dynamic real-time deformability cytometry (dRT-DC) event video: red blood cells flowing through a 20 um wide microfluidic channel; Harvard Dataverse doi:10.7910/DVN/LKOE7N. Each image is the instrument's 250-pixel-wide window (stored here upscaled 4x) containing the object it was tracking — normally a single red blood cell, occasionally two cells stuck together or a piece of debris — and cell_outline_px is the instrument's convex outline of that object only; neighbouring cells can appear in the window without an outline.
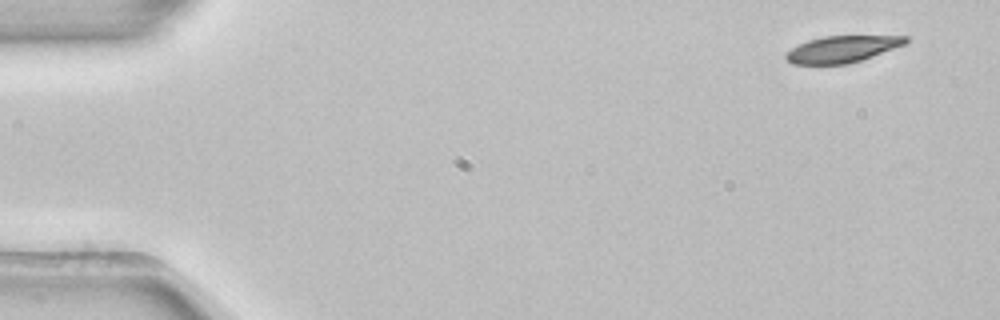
{"species": "common noctule bat (a hibernating species)", "species_latin": "Nyctalus noctula", "temperature_condition": "room temperature", "stored_images_in_passage": 51, "camera_frame_rate_fps": 3000, "um_per_image_px": 0.085, "animal": {"sex": "female", "body_mass_g": 22.7, "forearm_length_mm": 54.2}, "frame": {"image": 1, "passage_image": 1, "time_ms": 0.0, "image_size_px": [1000, 320], "cell_outline_px": [[908, 44], [848, 64], [792, 64], [784, 56], [784, 52], [808, 40], [824, 36], [908, 36]], "centroid_in_image_um": [71.59, 4.17], "position_along_channel_um": 13.4, "area_um2": 18.55}}
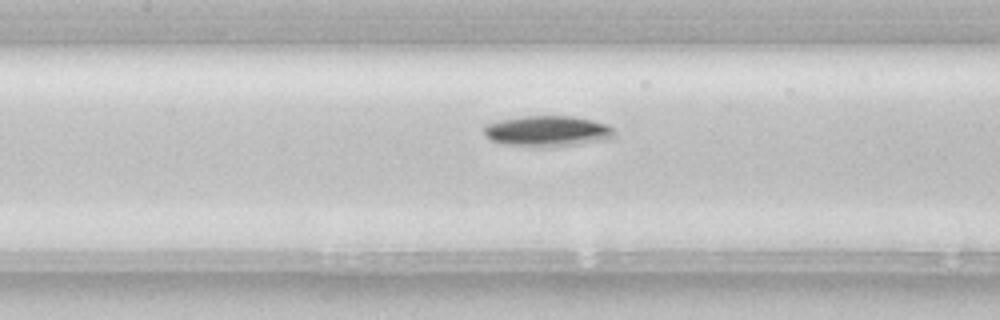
{"frame": {"image": 2, "passage_image": 22, "time_ms": 7.0, "image_size_px": [1000, 320], "cell_outline_px": [[612, 136], [604, 140], [576, 144], [504, 144], [492, 140], [484, 132], [484, 124], [500, 120], [520, 116], [572, 116], [592, 120], [608, 124], [612, 128]], "centroid_in_image_um": [46.52, 11.09], "position_along_channel_um": 160.9, "area_um2": 22.25}}
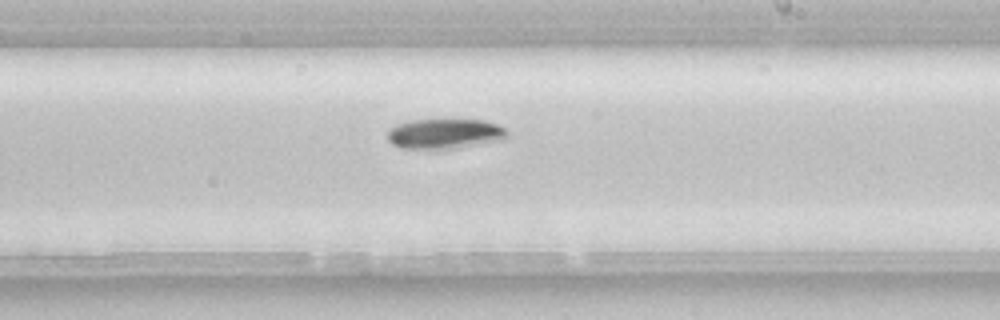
{"frame": {"image": 3, "passage_image": 29, "time_ms": 9.333, "image_size_px": [1000, 320], "cell_outline_px": [[508, 136], [504, 140], [456, 148], [400, 148], [392, 144], [388, 140], [388, 128], [396, 124], [412, 120], [484, 120], [496, 124], [504, 128], [508, 132]], "centroid_in_image_um": [37.8, 11.36], "position_along_channel_um": 251.2, "area_um2": 20.92}, "authors_computed_cell_mechanics": {"area_um2": 20.23, "velocity_mm_per_s": 3.89, "shape_relaxation_time_tau1_ms": 1.4711, "shape_relaxation_time_tau2_ms": null, "deformation_change_tau1": 0.1062, "deformation_change_tau2": null}}